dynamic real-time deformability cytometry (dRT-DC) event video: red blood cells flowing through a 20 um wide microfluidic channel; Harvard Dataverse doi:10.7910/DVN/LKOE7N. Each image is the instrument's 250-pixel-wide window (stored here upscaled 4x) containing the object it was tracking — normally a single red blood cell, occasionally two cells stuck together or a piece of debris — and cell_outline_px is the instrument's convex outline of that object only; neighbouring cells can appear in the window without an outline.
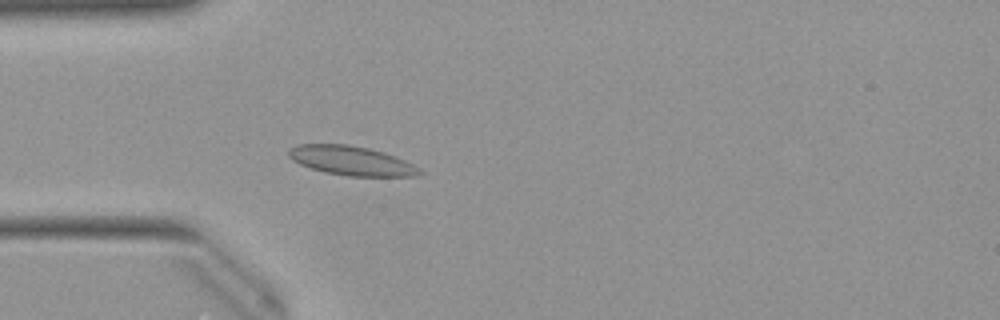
{"species": "Egyptian fruit bat (a non-hibernating species)", "species_latin": "Rousettus aegyptiacus", "temperature_condition": "warm", "stored_images_in_passage": 52, "camera_frame_rate_fps": 3000, "um_per_image_px": 0.085, "animal": {"sex": "female"}, "frame": {"image": 1, "passage_image": 15, "time_ms": 4.667, "image_size_px": [1000, 320], "cell_outline_px": [[424, 172], [416, 176], [348, 176], [324, 172], [300, 164], [292, 160], [288, 156], [288, 148], [296, 144], [348, 144], [368, 148], [384, 152], [396, 156], [420, 168]], "centroid_in_image_um": [29.86, 13.65], "position_along_channel_um": 55.1, "area_um2": 22.43}}
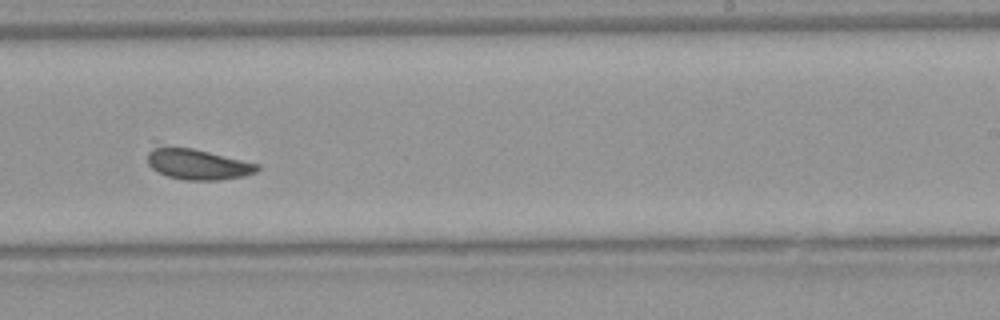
{"frame": {"image": 2, "passage_image": 32, "time_ms": 10.333, "image_size_px": [1000, 320], "cell_outline_px": [[260, 168], [256, 172], [244, 176], [220, 180], [184, 180], [168, 176], [156, 172], [148, 164], [148, 152], [152, 140], [192, 148], [260, 164]], "centroid_in_image_um": [16.66, 13.89], "position_along_channel_um": 272.3, "area_um2": 20.58}}
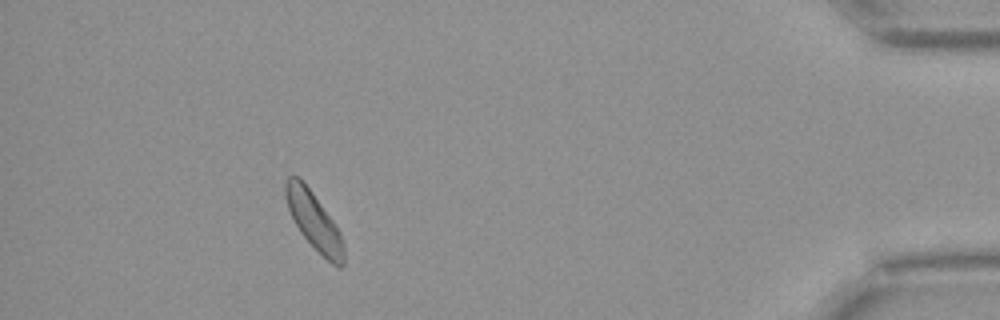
{"frame": {"image": 3, "passage_image": 47, "time_ms": 15.333, "image_size_px": [1000, 320], "cell_outline_px": [[344, 264], [340, 268], [332, 264], [300, 232], [288, 208], [284, 196], [284, 180], [288, 176], [300, 176], [336, 224], [340, 232], [344, 248]], "centroid_in_image_um": [26.67, 18.73], "position_along_channel_um": 408.5, "area_um2": 19.36}}